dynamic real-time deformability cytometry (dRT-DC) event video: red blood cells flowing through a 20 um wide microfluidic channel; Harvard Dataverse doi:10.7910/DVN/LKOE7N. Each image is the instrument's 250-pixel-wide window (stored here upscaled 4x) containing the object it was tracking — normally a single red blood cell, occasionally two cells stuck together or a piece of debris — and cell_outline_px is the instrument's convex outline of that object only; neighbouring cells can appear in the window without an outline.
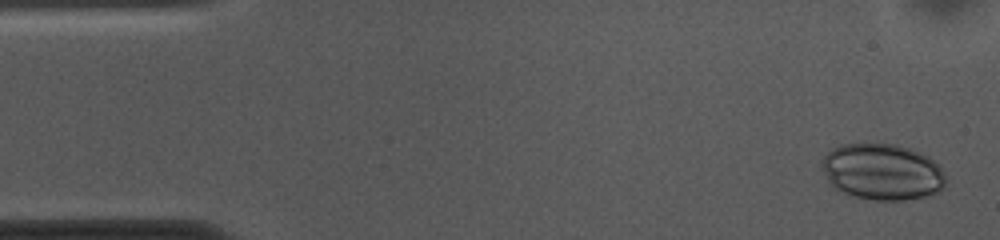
{"species": "common noctule bat (a hibernating species)", "species_latin": "Nyctalus noctula", "temperature_condition": "cold", "stored_images_in_passage": 53, "camera_frame_rate_fps": 3000, "um_per_image_px": 0.085, "animal": {"sex": "female", "body_mass_g": 10.0, "forearm_length_mm": 53.1}, "frame": {"image": 1, "passage_image": 2, "time_ms": 0.333, "image_size_px": [1000, 240], "cell_outline_px": [[944, 188], [940, 192], [928, 196], [904, 200], [876, 200], [856, 196], [844, 192], [836, 188], [828, 180], [820, 168], [820, 160], [832, 148], [840, 144], [896, 144], [920, 152], [928, 156], [940, 164], [944, 172]], "centroid_in_image_um": [75.01, 14.6], "position_along_channel_um": 10.0, "area_um2": 40.86}}
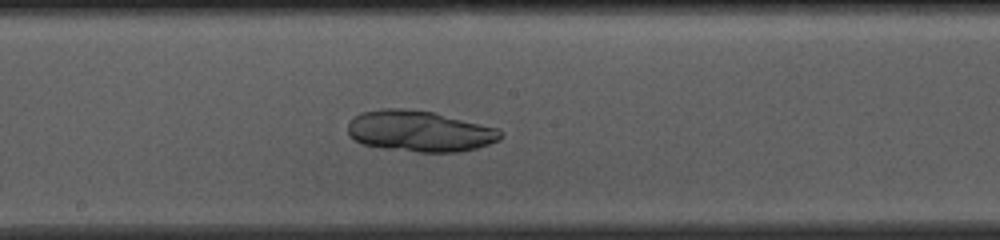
{"frame": {"image": 2, "passage_image": 27, "time_ms": 8.667, "image_size_px": [1000, 240], "cell_outline_px": [[504, 136], [500, 140], [476, 148], [460, 152], [416, 152], [380, 148], [364, 144], [348, 136], [348, 124], [352, 116], [360, 112], [380, 108], [404, 108], [436, 112], [496, 128]], "centroid_in_image_um": [35.63, 11.14], "position_along_channel_um": 212.6, "area_um2": 36.93}}
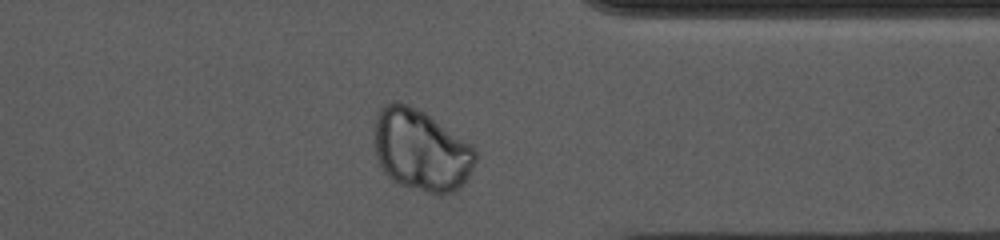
{"frame": {"image": 3, "passage_image": 41, "time_ms": 13.333, "image_size_px": [1000, 240], "cell_outline_px": [[476, 160], [464, 184], [460, 188], [452, 192], [428, 192], [400, 184], [392, 180], [384, 172], [376, 156], [372, 132], [376, 116], [380, 108], [384, 104], [404, 104], [416, 108], [424, 112], [468, 144], [476, 152]], "centroid_in_image_um": [35.73, 12.77], "position_along_channel_um": 375.7, "area_um2": 47.22}}